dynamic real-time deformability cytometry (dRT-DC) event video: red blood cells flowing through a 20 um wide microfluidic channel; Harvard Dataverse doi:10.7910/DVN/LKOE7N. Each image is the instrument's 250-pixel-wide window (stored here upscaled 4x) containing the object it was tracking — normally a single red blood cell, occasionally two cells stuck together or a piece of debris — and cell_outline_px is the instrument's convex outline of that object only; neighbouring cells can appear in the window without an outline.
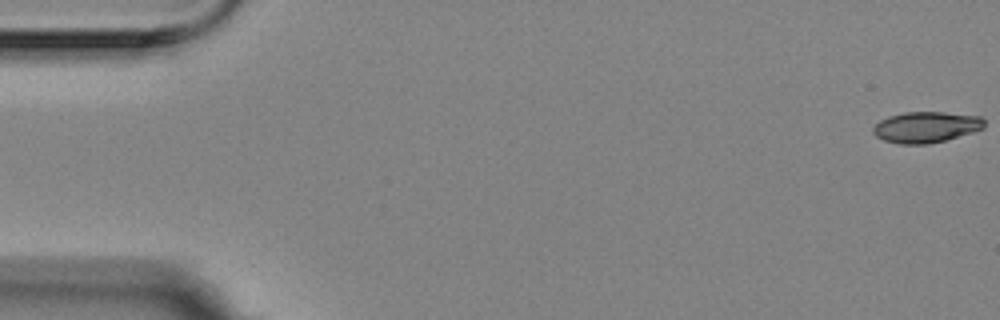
{"species": "Egyptian fruit bat (a non-hibernating species)", "species_latin": "Rousettus aegyptiacus", "temperature_condition": "room temperature", "stored_images_in_passage": 9, "camera_frame_rate_fps": 3000, "um_per_image_px": 0.085, "animal": {"sex": "female"}, "frame": {"image": 1, "passage_image": 1, "time_ms": 0.0, "image_size_px": [1000, 320], "cell_outline_px": [[984, 128], [972, 132], [944, 140], [928, 144], [900, 144], [884, 140], [876, 136], [872, 132], [872, 128], [880, 120], [888, 116], [904, 112], [944, 112], [980, 116], [984, 120]], "centroid_in_image_um": [78.69, 10.8], "position_along_channel_um": 6.3, "area_um2": 20.0}}